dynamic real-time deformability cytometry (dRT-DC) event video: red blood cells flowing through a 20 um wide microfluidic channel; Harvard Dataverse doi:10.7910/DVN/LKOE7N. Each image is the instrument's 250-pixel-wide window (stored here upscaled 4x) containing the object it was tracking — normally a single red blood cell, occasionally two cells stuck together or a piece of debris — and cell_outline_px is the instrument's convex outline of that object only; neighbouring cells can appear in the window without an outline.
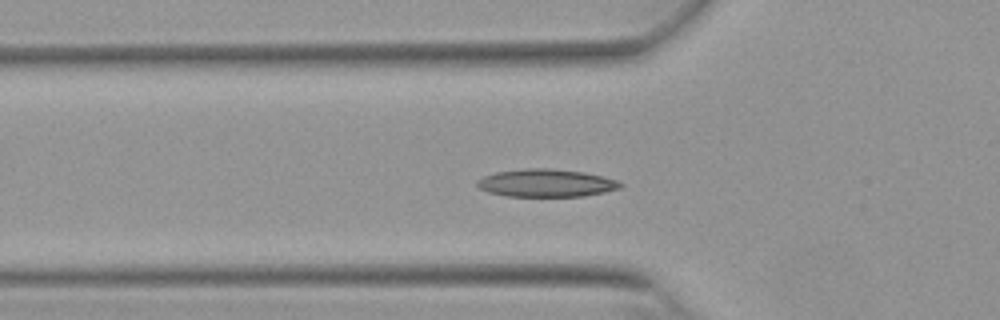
{"species": "Egyptian fruit bat (a non-hibernating species)", "species_latin": "Rousettus aegyptiacus", "temperature_condition": "warm", "stored_images_in_passage": 54, "camera_frame_rate_fps": 3000, "um_per_image_px": 0.085, "animal": {"sex": "female"}, "frame": {"image": 1, "passage_image": 18, "time_ms": 5.667, "image_size_px": [1000, 320], "cell_outline_px": [[624, 184], [620, 188], [604, 192], [584, 196], [508, 196], [488, 192], [480, 188], [476, 184], [476, 180], [484, 176], [496, 172], [524, 168], [548, 168], [584, 172], [616, 180]], "centroid_in_image_um": [46.4, 15.55], "position_along_channel_um": 79.4, "area_um2": 23.06}}
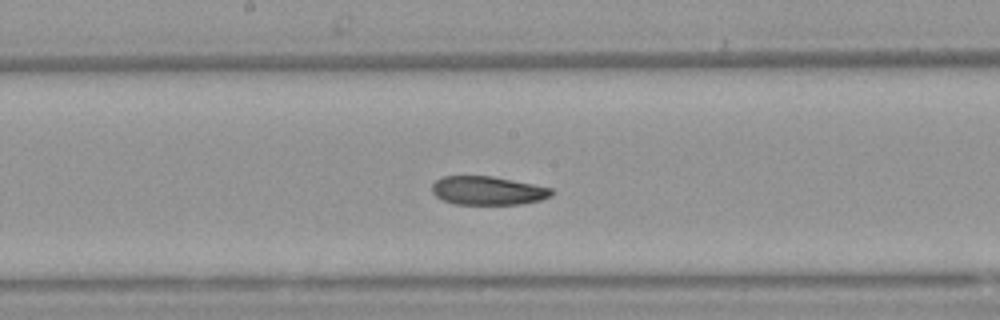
{"frame": {"image": 2, "passage_image": 28, "time_ms": 9.0, "image_size_px": [1000, 320], "cell_outline_px": [[556, 192], [552, 196], [540, 200], [520, 204], [456, 204], [444, 200], [436, 196], [432, 192], [432, 184], [436, 180], [444, 176], [492, 176], [552, 188]], "centroid_in_image_um": [41.48, 16.2], "position_along_channel_um": 206.7, "area_um2": 19.88}}
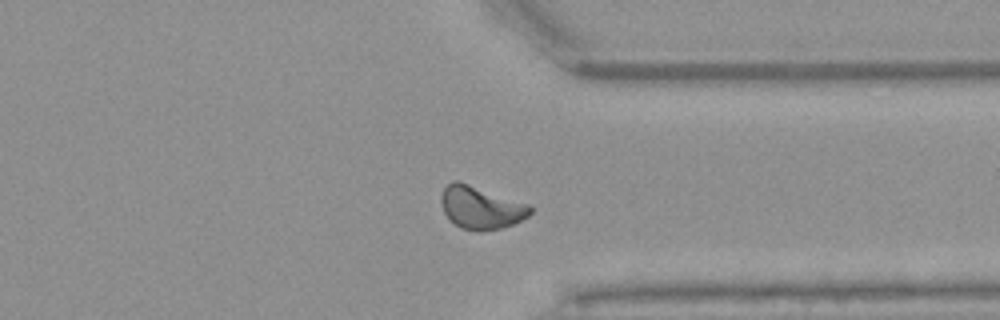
{"frame": {"image": 3, "passage_image": 41, "time_ms": 13.333, "image_size_px": [1000, 320], "cell_outline_px": [[532, 212], [528, 216], [504, 228], [460, 228], [448, 220], [444, 212], [440, 200], [440, 196], [444, 188], [452, 180], [460, 180], [532, 204]], "centroid_in_image_um": [40.88, 17.57], "position_along_channel_um": 370.5, "area_um2": 22.31}, "authors_computed_cell_mechanics": {"area_um2": 21.386, "velocity_mm_per_s": 3.815, "shape_relaxation_time_tau1_ms": 3.7964, "shape_relaxation_time_tau2_ms": 4.375, "deformation_change_tau1": 0.1332, "deformation_change_tau2": 0.0841}}